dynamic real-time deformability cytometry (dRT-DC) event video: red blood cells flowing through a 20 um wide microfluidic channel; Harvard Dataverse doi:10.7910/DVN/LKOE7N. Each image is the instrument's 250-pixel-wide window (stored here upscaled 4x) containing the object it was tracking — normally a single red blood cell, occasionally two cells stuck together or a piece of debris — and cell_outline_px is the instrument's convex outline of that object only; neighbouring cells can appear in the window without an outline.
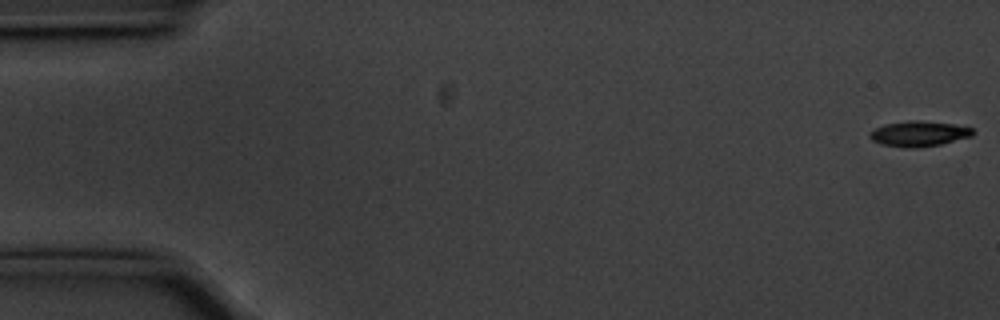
{"species": "common noctule bat (a hibernating species)", "species_latin": "Nyctalus noctula", "temperature_condition": "cold", "stored_images_in_passage": 16, "camera_frame_rate_fps": 3000, "um_per_image_px": 0.085, "animal": {"sex": "male", "body_mass_g": 20.1, "forearm_length_mm": 53.5}, "frame": {"image": 1, "passage_image": 1, "time_ms": 0.0, "image_size_px": [1000, 320], "cell_outline_px": [[976, 132], [972, 136], [940, 144], [916, 148], [908, 148], [880, 144], [872, 140], [868, 136], [868, 132], [884, 124], [908, 120], [920, 120], [952, 124], [972, 128]], "centroid_in_image_um": [78.07, 11.36], "position_along_channel_um": 6.9, "area_um2": 15.32}}
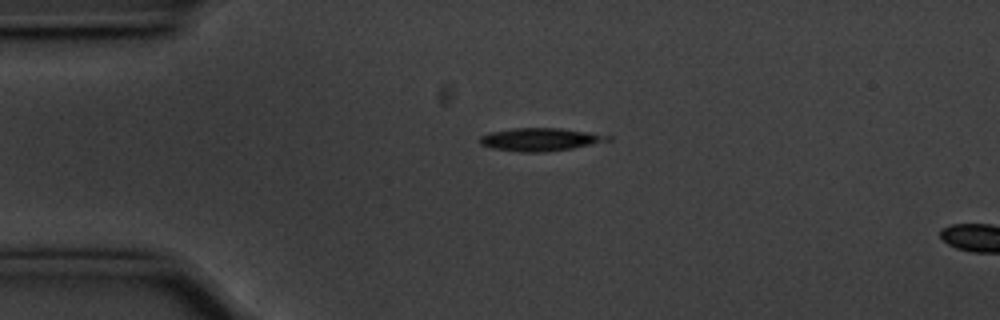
{"frame": {"image": 2, "passage_image": 13, "time_ms": 4.0, "image_size_px": [1000, 320], "cell_outline_px": [[612, 140], [572, 148], [544, 152], [520, 152], [492, 148], [480, 144], [480, 136], [492, 132], [516, 128], [560, 128], [588, 132], [612, 136]], "centroid_in_image_um": [45.94, 11.85], "position_along_channel_um": 39.1, "area_um2": 16.94}}